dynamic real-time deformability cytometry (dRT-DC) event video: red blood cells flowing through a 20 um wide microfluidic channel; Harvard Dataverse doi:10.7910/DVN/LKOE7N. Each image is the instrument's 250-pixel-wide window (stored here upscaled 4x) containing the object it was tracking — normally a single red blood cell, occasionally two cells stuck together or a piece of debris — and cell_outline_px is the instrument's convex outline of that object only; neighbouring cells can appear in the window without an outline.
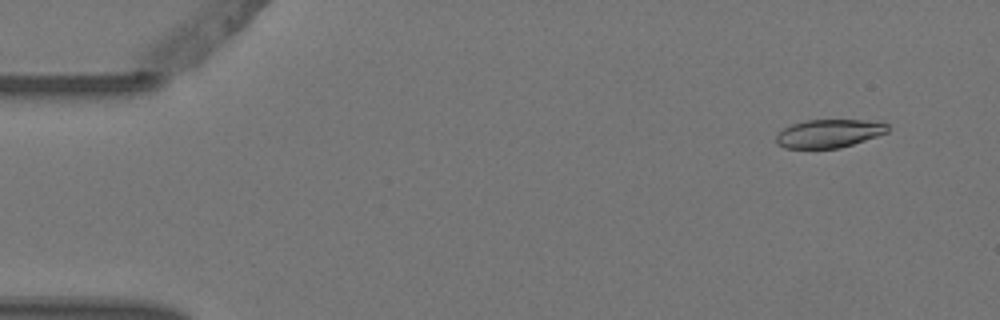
{"species": "Egyptian fruit bat (a non-hibernating species)", "species_latin": "Rousettus aegyptiacus", "temperature_condition": "warm", "stored_images_in_passage": 9, "camera_frame_rate_fps": 3000, "um_per_image_px": 0.085, "animal": {"sex": "female"}, "frame": {"image": 1, "passage_image": 1, "time_ms": 0.0, "image_size_px": [1000, 320], "cell_outline_px": [[888, 132], [840, 148], [784, 148], [776, 144], [776, 136], [784, 128], [792, 124], [804, 120], [884, 120], [888, 124]], "centroid_in_image_um": [70.49, 11.33], "position_along_channel_um": 14.5, "area_um2": 18.5}}
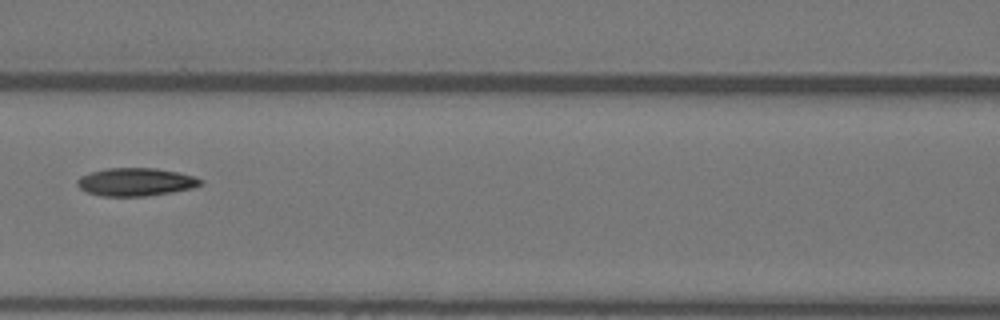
{"frame": {"image": 2, "passage_image": 6, "time_ms": 1.667, "image_size_px": [1000, 320], "cell_outline_px": [[204, 184], [196, 188], [172, 192], [144, 196], [104, 196], [88, 192], [80, 188], [76, 184], [76, 180], [80, 176], [104, 168], [156, 168], [176, 172], [192, 176], [204, 180]], "centroid_in_image_um": [11.57, 15.46], "position_along_channel_um": 155.0, "area_um2": 20.17}}
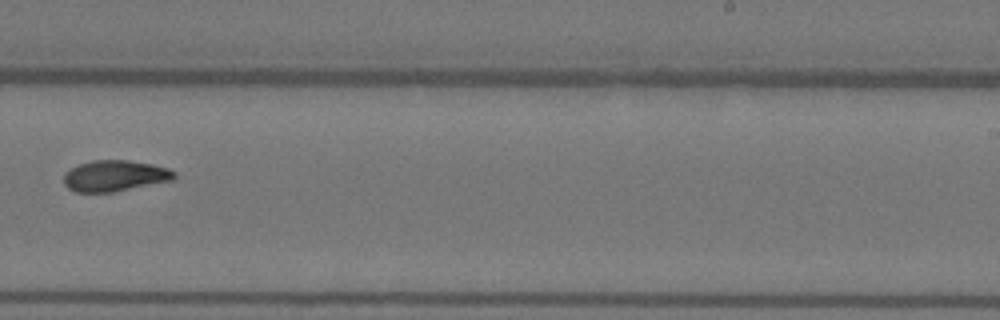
{"frame": {"image": 3, "passage_image": 9, "time_ms": 2.667, "image_size_px": [1000, 320], "cell_outline_px": [[176, 176], [172, 180], [112, 192], [76, 192], [68, 188], [64, 184], [64, 172], [80, 164], [92, 160], [128, 160], [152, 164], [168, 168], [176, 172]], "centroid_in_image_um": [9.75, 14.94], "position_along_channel_um": 279.2, "area_um2": 19.88}}